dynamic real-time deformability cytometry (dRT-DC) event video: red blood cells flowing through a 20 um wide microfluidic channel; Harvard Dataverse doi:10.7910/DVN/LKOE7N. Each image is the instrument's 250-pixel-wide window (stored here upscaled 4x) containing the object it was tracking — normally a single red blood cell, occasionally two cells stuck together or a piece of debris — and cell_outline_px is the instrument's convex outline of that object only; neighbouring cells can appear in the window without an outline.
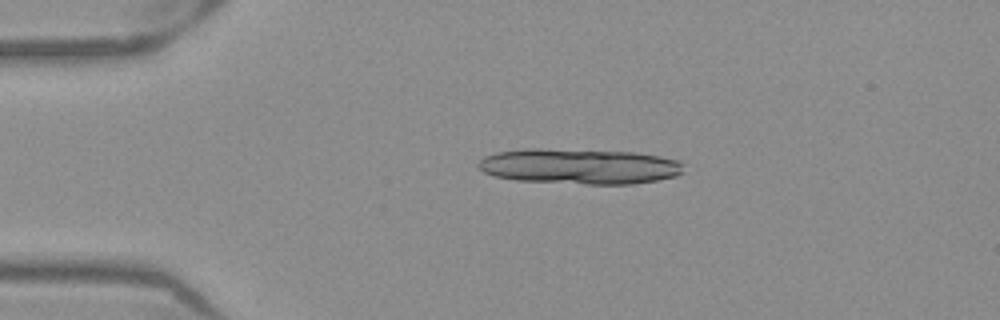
{"species": "Egyptian fruit bat (a non-hibernating species)", "species_latin": "Rousettus aegyptiacus", "temperature_condition": "warm", "stored_images_in_passage": 8, "segment_of_instrument_passage": [3, 3], "camera_frame_rate_fps": 3000, "um_per_image_px": 0.085, "frame": {"image": 1, "passage_image": 8, "time_ms": 2.333, "image_size_px": [1000, 320], "cell_outline_px": [[664, 176], [644, 180], [584, 180], [588, 152], [592, 152], [644, 156], [664, 160]], "centroid_in_image_um": [52.9, 14.22], "position_along_channel_um": 32.1, "area_um2": 13.87}}